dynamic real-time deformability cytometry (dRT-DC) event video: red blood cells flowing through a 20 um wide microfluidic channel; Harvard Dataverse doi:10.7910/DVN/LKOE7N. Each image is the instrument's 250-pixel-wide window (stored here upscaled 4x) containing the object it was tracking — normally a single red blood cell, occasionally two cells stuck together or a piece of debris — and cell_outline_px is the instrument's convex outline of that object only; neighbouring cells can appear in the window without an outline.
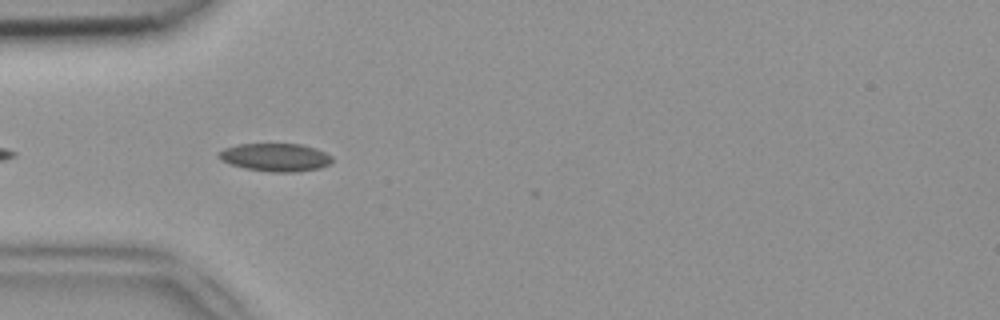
{"species": "common noctule bat (a hibernating species)", "species_latin": "Nyctalus noctula", "temperature_condition": "room temperature", "stored_images_in_passage": 9, "camera_frame_rate_fps": 3000, "um_per_image_px": 0.085, "animal": {"sex": "female", "body_mass_g": 18.4}, "frame": {"image": 1, "passage_image": 3, "time_ms": 0.667, "image_size_px": [1000, 320], "cell_outline_px": [[332, 160], [328, 164], [320, 168], [292, 172], [272, 172], [244, 168], [232, 164], [216, 156], [224, 148], [236, 144], [300, 144], [316, 148], [332, 156]], "centroid_in_image_um": [23.41, 13.36], "position_along_channel_um": 61.6, "area_um2": 18.32}}
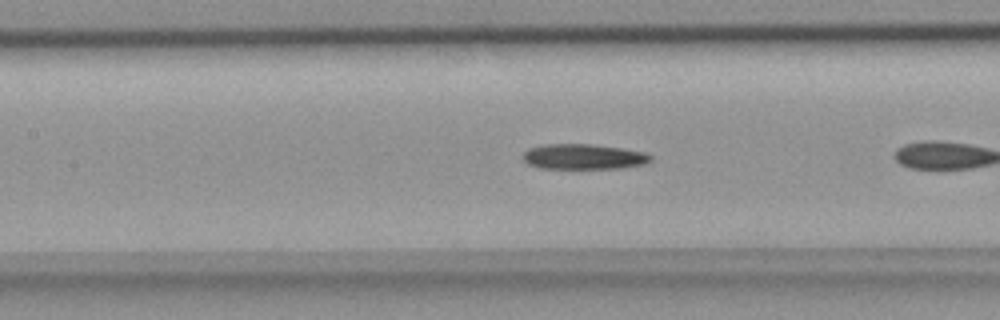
{"frame": {"image": 2, "passage_image": 8, "time_ms": 2.333, "image_size_px": [1000, 320], "cell_outline_px": [[652, 160], [644, 164], [624, 168], [540, 168], [528, 164], [524, 160], [524, 152], [528, 148], [544, 144], [592, 144], [648, 152], [652, 156]], "centroid_in_image_um": [49.64, 13.31], "position_along_channel_um": 157.8, "area_um2": 18.9}}